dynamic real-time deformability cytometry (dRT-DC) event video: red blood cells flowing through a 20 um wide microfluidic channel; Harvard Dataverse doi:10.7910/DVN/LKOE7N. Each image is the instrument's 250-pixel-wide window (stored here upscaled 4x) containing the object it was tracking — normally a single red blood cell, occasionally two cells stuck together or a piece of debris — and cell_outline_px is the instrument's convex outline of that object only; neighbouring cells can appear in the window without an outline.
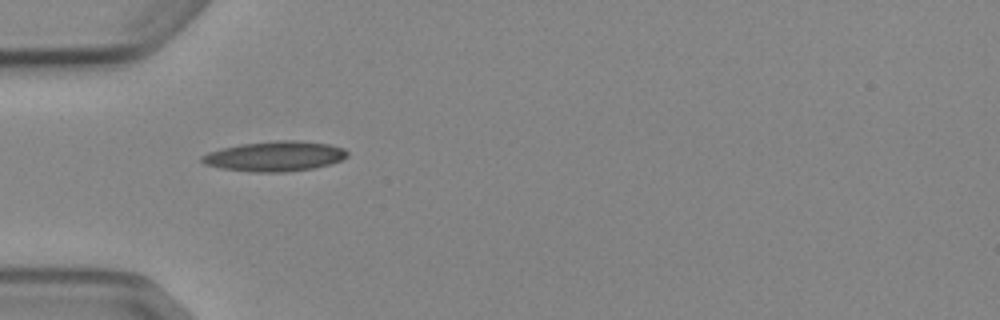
{"species": "Egyptian fruit bat (a non-hibernating species)", "species_latin": "Rousettus aegyptiacus", "temperature_condition": "cold", "stored_images_in_passage": 2, "camera_frame_rate_fps": 3000, "um_per_image_px": 0.085, "animal": {"sex": "female"}, "frame": {"image": 1, "passage_image": 1, "time_ms": 0.0, "image_size_px": [1000, 320], "cell_outline_px": [[348, 156], [340, 160], [328, 164], [312, 168], [284, 172], [248, 172], [220, 168], [204, 164], [200, 160], [200, 156], [208, 152], [220, 148], [240, 144], [276, 140], [296, 140], [328, 144], [344, 148], [348, 152]], "centroid_in_image_um": [23.3, 13.28], "position_along_channel_um": 61.7, "area_um2": 25.55}}
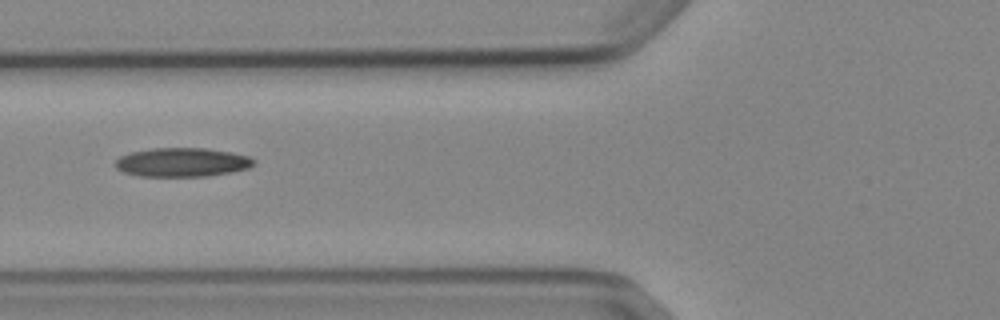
{"frame": {"image": 2, "passage_image": 2, "time_ms": 1.333, "image_size_px": [1000, 320], "cell_outline_px": [[256, 164], [248, 168], [208, 176], [140, 176], [124, 172], [116, 168], [116, 160], [120, 156], [132, 152], [152, 148], [208, 148], [232, 152], [248, 156], [256, 160]], "centroid_in_image_um": [15.51, 13.78], "position_along_channel_um": 110.3, "area_um2": 23.29}}